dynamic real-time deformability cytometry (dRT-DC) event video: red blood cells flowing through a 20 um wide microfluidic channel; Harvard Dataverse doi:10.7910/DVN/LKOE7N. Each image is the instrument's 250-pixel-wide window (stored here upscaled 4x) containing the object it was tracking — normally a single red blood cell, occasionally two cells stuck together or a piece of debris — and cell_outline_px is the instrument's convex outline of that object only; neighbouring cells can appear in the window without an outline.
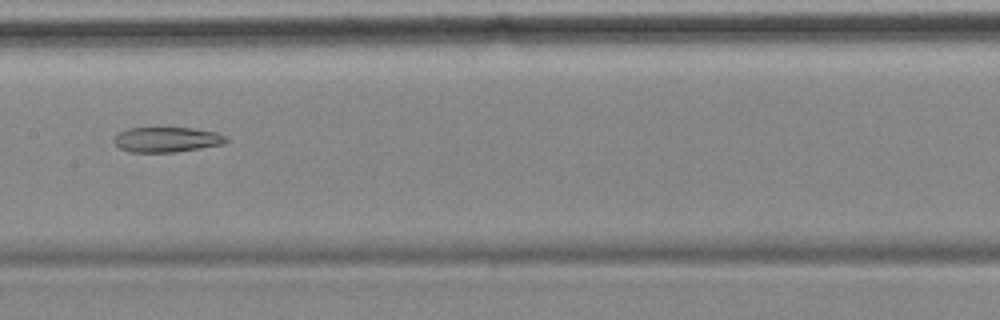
{"species": "common noctule bat (a hibernating species)", "species_latin": "Nyctalus noctula", "temperature_condition": "cold", "stored_images_in_passage": 40, "camera_frame_rate_fps": 3000, "um_per_image_px": 0.085, "animal": {"sex": "female", "body_mass_g": 18.4}, "frame": {"image": 1, "passage_image": 11, "time_ms": 3.333, "image_size_px": [1000, 320], "cell_outline_px": [[228, 140], [224, 144], [176, 152], [128, 152], [120, 148], [112, 140], [120, 132], [128, 128], [192, 128], [216, 132], [224, 136]], "centroid_in_image_um": [14.17, 11.87], "position_along_channel_um": 193.2, "area_um2": 16.3}}
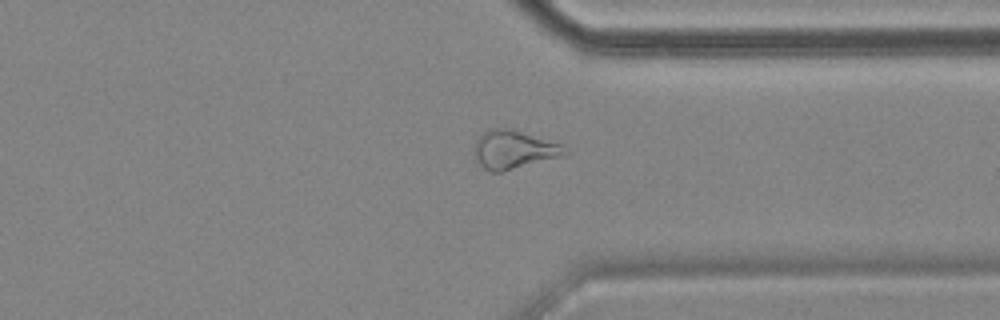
{"frame": {"image": 2, "passage_image": 26, "time_ms": 8.333, "image_size_px": [1000, 320], "cell_outline_px": [[568, 152], [560, 156], [500, 172], [488, 172], [476, 164], [472, 148], [476, 140], [488, 128], [512, 128], [560, 144], [568, 148]], "centroid_in_image_um": [43.57, 12.71], "position_along_channel_um": 367.8, "area_um2": 20.4}}
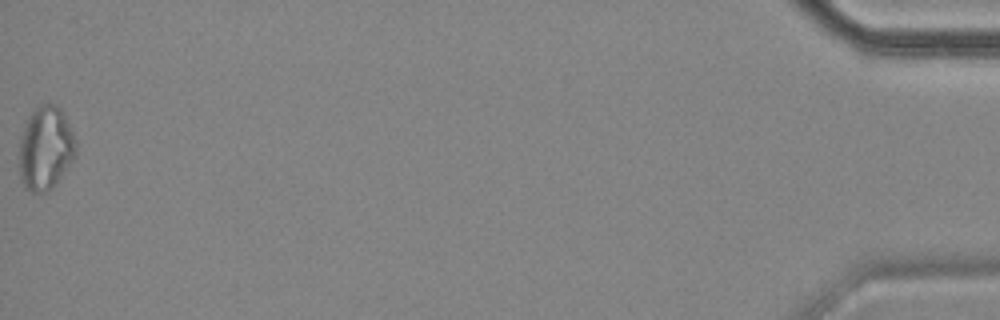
{"frame": {"image": 3, "passage_image": 40, "time_ms": 13.0, "image_size_px": [1000, 320], "cell_outline_px": [[76, 156], [52, 188], [44, 192], [32, 192], [24, 188], [20, 180], [20, 136], [28, 116], [32, 108], [36, 104], [56, 104], [64, 112], [72, 132], [76, 144]], "centroid_in_image_um": [3.86, 12.56], "position_along_channel_um": 431.3, "area_um2": 27.86}}